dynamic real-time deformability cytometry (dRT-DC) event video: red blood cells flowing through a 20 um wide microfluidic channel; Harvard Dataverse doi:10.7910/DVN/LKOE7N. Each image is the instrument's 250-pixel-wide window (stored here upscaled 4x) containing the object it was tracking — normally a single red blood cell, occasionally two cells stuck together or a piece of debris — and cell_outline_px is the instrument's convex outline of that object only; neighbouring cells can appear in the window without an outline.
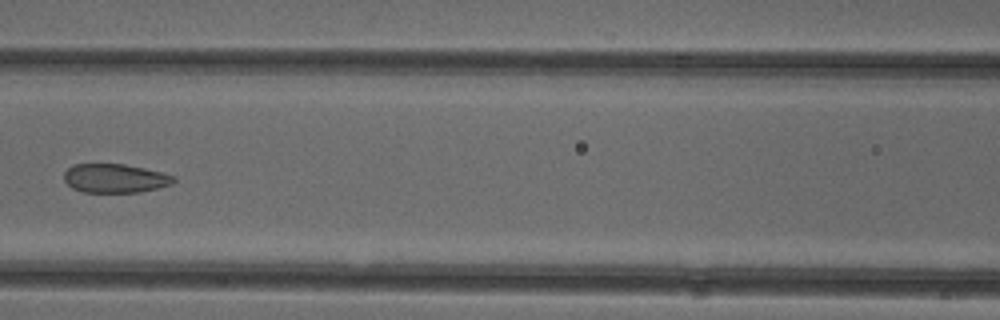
{"species": "common noctule bat (a hibernating species)", "species_latin": "Nyctalus noctula", "temperature_condition": "cold", "stored_images_in_passage": 6, "camera_frame_rate_fps": 3000, "um_per_image_px": 0.085, "animal": {"sex": "female"}, "frame": {"image": 1, "passage_image": 5, "time_ms": 1.333, "image_size_px": [1000, 320], "cell_outline_px": [[176, 180], [172, 184], [140, 192], [84, 192], [72, 188], [64, 180], [64, 172], [72, 164], [124, 164], [144, 168], [176, 176]], "centroid_in_image_um": [9.77, 15.15], "position_along_channel_um": 156.8, "area_um2": 18.44}}
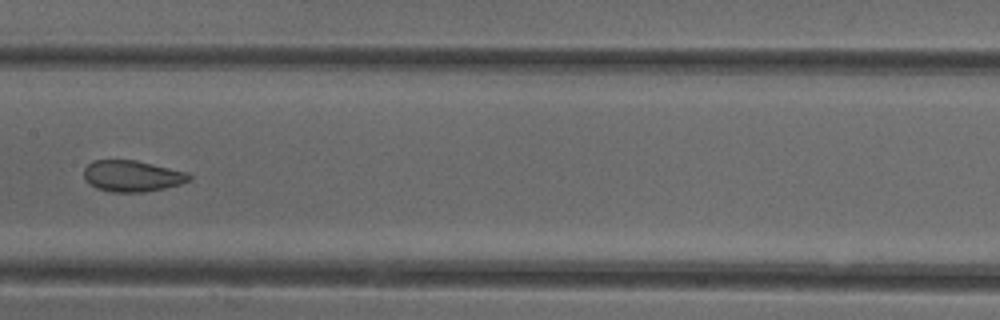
{"frame": {"image": 2, "passage_image": 6, "time_ms": 1.667, "image_size_px": [1000, 320], "cell_outline_px": [[192, 180], [180, 184], [164, 188], [144, 192], [112, 192], [96, 188], [84, 176], [84, 168], [92, 160], [136, 160], [188, 172], [192, 176]], "centroid_in_image_um": [11.27, 14.95], "position_along_channel_um": 196.1, "area_um2": 19.13}}